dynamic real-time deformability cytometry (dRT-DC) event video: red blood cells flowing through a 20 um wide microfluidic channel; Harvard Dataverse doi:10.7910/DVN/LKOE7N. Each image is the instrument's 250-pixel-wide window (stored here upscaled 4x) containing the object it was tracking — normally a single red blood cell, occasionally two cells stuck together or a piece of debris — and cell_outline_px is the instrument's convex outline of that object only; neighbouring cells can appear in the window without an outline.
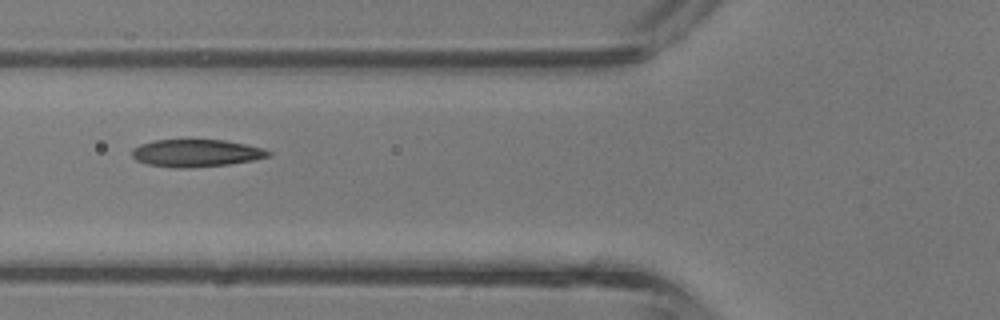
{"species": "common noctule bat (a hibernating species)", "species_latin": "Nyctalus noctula", "temperature_condition": "room temperature", "stored_images_in_passage": 4, "camera_frame_rate_fps": 3000, "um_per_image_px": 0.085, "animal": {"sex": "male", "body_mass_g": 13.3}, "frame": {"image": 1, "passage_image": 4, "time_ms": 1.0, "image_size_px": [1000, 320], "cell_outline_px": [[272, 152], [268, 156], [252, 160], [228, 164], [192, 168], [172, 168], [148, 164], [136, 160], [132, 156], [132, 148], [140, 144], [156, 140], [224, 140], [264, 148]], "centroid_in_image_um": [16.64, 13.02], "position_along_channel_um": 109.2, "area_um2": 21.73}}